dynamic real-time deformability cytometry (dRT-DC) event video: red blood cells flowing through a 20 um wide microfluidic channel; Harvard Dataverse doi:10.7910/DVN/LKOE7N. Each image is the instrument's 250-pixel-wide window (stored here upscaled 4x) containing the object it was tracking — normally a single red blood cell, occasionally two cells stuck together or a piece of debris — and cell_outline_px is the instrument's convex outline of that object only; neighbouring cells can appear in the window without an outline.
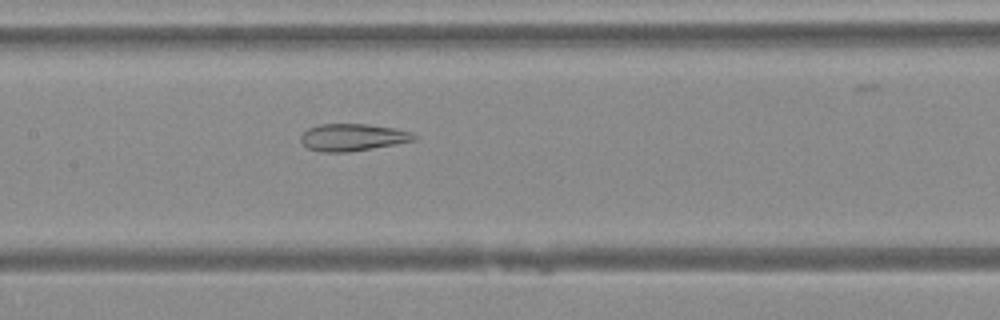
{"species": "Egyptian fruit bat (a non-hibernating species)", "species_latin": "Rousettus aegyptiacus", "temperature_condition": "warm", "stored_images_in_passage": 38, "camera_frame_rate_fps": 3000, "um_per_image_px": 0.085, "animal": {"sex": "female"}, "frame": {"image": 1, "passage_image": 19, "time_ms": 6.0, "image_size_px": [1000, 320], "cell_outline_px": [[416, 140], [396, 144], [348, 152], [324, 152], [308, 148], [300, 140], [300, 136], [308, 128], [316, 124], [368, 124], [396, 128], [412, 132], [416, 136]], "centroid_in_image_um": [29.98, 11.66], "position_along_channel_um": 177.4, "area_um2": 17.98}}
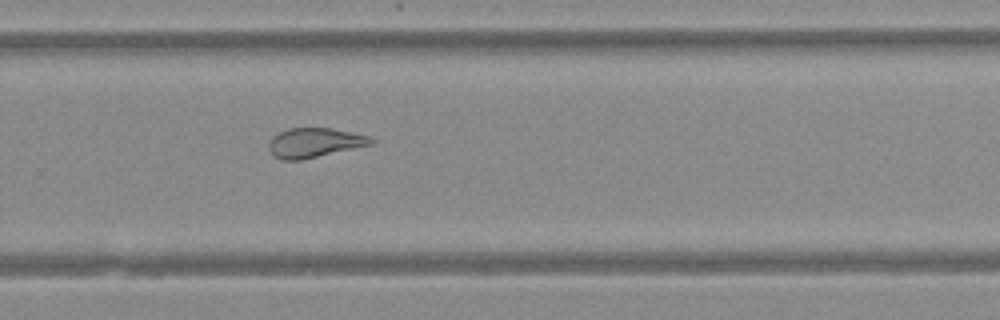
{"frame": {"image": 2, "passage_image": 28, "time_ms": 9.0, "image_size_px": [1000, 320], "cell_outline_px": [[376, 140], [372, 144], [300, 160], [280, 160], [268, 148], [268, 144], [272, 136], [288, 128], [332, 128], [368, 136]], "centroid_in_image_um": [26.71, 12.12], "position_along_channel_um": 303.1, "area_um2": 17.34}}
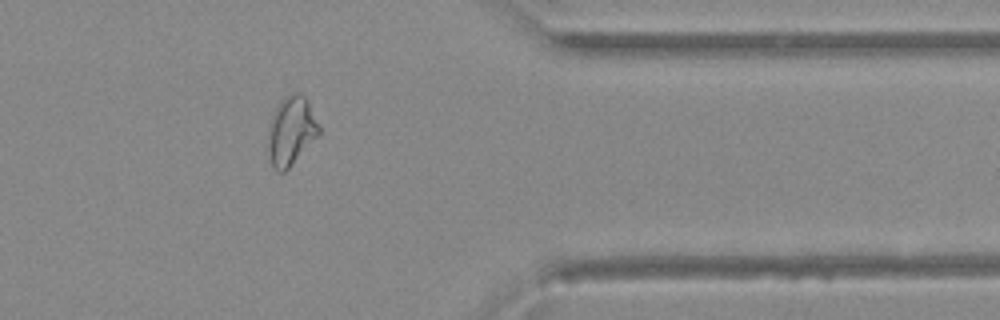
{"frame": {"image": 3, "passage_image": 35, "time_ms": 11.333, "image_size_px": [1000, 320], "cell_outline_px": [[320, 132], [288, 168], [284, 172], [276, 172], [272, 164], [268, 152], [268, 124], [280, 100], [284, 96], [292, 92], [300, 92], [308, 100], [320, 124]], "centroid_in_image_um": [24.74, 11.07], "position_along_channel_um": 386.7, "area_um2": 20.4}}